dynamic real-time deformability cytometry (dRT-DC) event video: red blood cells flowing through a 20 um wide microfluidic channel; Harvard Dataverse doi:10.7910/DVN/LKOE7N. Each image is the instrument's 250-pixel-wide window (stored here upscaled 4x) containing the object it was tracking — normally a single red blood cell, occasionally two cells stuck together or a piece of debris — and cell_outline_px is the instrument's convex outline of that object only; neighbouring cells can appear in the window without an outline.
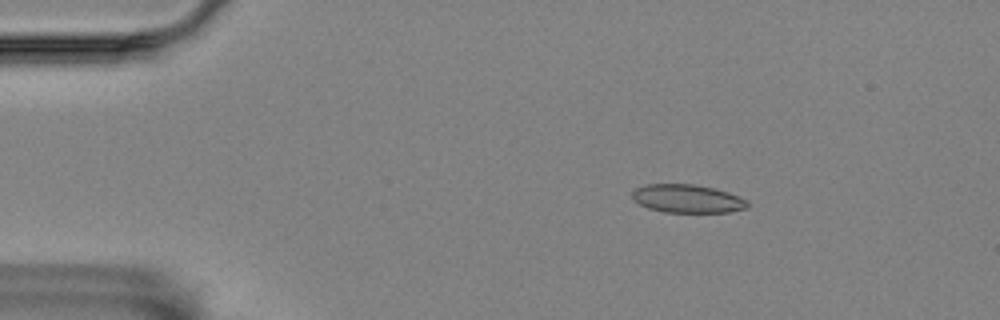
{"species": "Egyptian fruit bat (a non-hibernating species)", "species_latin": "Rousettus aegyptiacus", "temperature_condition": "room temperature", "stored_images_in_passage": 6, "camera_frame_rate_fps": 3000, "um_per_image_px": 0.085, "animal": {"sex": "female"}, "frame": {"image": 1, "passage_image": 3, "time_ms": 0.667, "image_size_px": [1000, 320], "cell_outline_px": [[748, 208], [728, 212], [664, 212], [648, 208], [632, 200], [632, 192], [636, 188], [644, 184], [692, 184], [716, 188], [728, 192], [748, 200]], "centroid_in_image_um": [58.42, 16.88], "position_along_channel_um": 26.6, "area_um2": 19.13}}
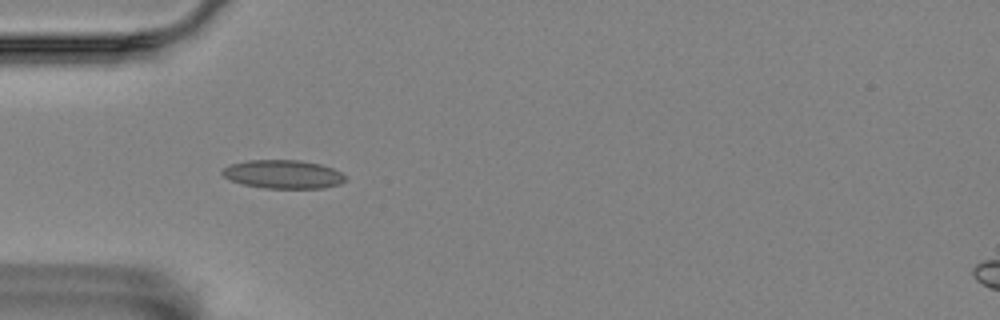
{"frame": {"image": 2, "passage_image": 5, "time_ms": 1.333, "image_size_px": [1000, 320], "cell_outline_px": [[348, 180], [340, 184], [324, 188], [264, 188], [244, 184], [232, 180], [224, 176], [220, 172], [228, 164], [248, 160], [300, 160], [320, 164], [332, 168], [340, 172]], "centroid_in_image_um": [24.08, 14.81], "position_along_channel_um": 60.9, "area_um2": 20.46}}
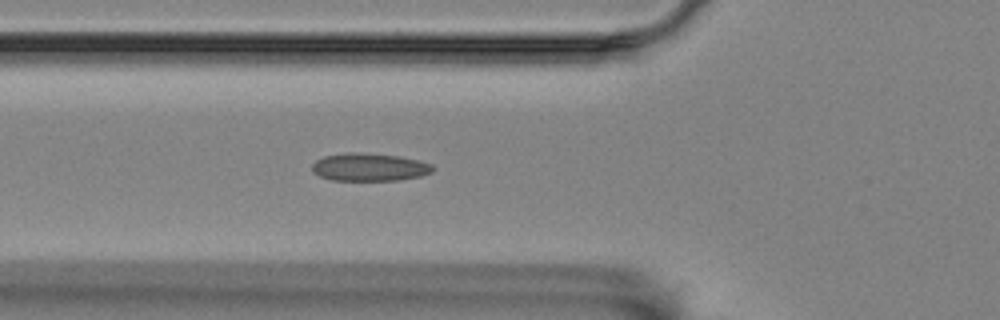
{"frame": {"image": 3, "passage_image": 6, "time_ms": 1.667, "image_size_px": [1000, 320], "cell_outline_px": [[432, 172], [420, 176], [396, 180], [332, 180], [320, 176], [312, 172], [312, 164], [316, 160], [324, 156], [348, 152], [352, 152], [400, 156], [432, 164]], "centroid_in_image_um": [31.36, 14.2], "position_along_channel_um": 94.4, "area_um2": 19.36}}